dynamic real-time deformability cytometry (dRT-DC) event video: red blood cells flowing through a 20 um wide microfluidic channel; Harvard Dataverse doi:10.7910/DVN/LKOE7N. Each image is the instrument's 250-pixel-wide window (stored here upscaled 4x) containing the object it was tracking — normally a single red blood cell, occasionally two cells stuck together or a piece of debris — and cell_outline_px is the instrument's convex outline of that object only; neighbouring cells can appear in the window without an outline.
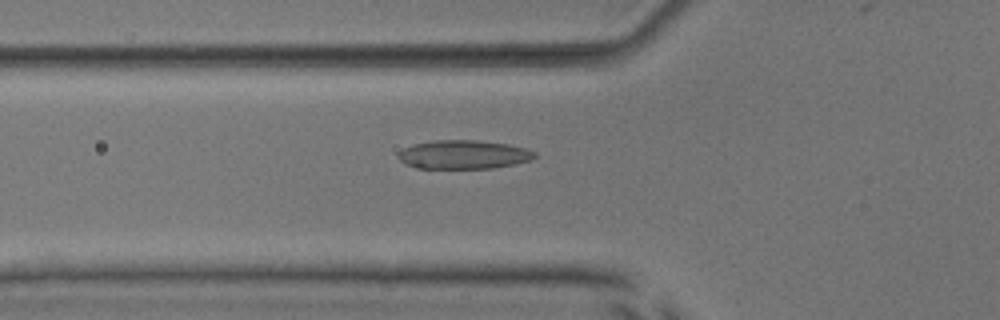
{"species": "common noctule bat (a hibernating species)", "species_latin": "Nyctalus noctula", "temperature_condition": "room temperature", "stored_images_in_passage": 53, "camera_frame_rate_fps": 3000, "um_per_image_px": 0.085, "animal": {"sex": "male", "body_mass_g": 17.9, "forearm_length_mm": 54.2}, "frame": {"image": 1, "passage_image": 19, "time_ms": 6.0, "image_size_px": [1000, 320], "cell_outline_px": [[536, 156], [532, 160], [516, 164], [492, 168], [416, 168], [404, 164], [396, 156], [404, 148], [412, 144], [432, 140], [476, 140], [508, 144], [528, 148], [536, 152]], "centroid_in_image_um": [39.42, 13.13], "position_along_channel_um": 86.4, "area_um2": 23.12}}
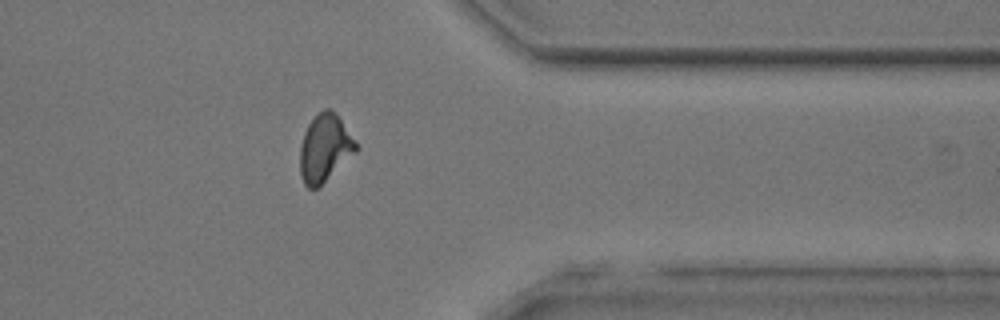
{"frame": {"image": 2, "passage_image": 42, "time_ms": 13.667, "image_size_px": [1000, 320], "cell_outline_px": [[356, 152], [320, 188], [308, 188], [304, 184], [300, 172], [300, 148], [304, 132], [308, 124], [316, 112], [324, 108], [332, 108], [336, 112], [356, 144]], "centroid_in_image_um": [27.58, 12.59], "position_along_channel_um": 383.8, "area_um2": 22.2}}
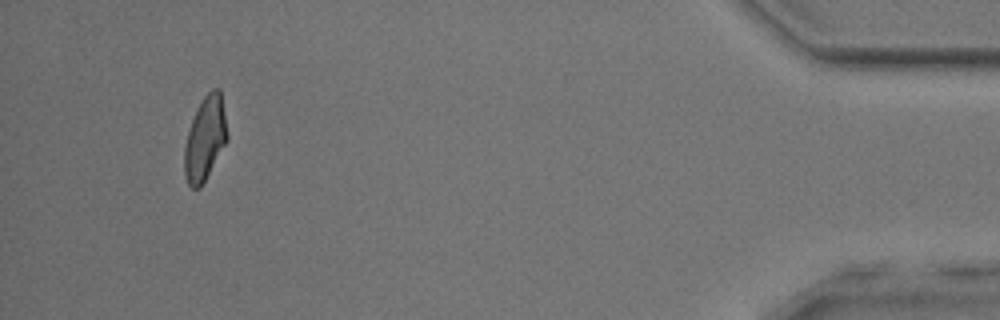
{"frame": {"image": 3, "passage_image": 49, "time_ms": 16.0, "image_size_px": [1000, 320], "cell_outline_px": [[228, 140], [200, 188], [192, 188], [188, 184], [184, 172], [184, 148], [188, 132], [196, 108], [204, 96], [212, 88], [220, 88], [228, 136]], "centroid_in_image_um": [17.43, 11.77], "position_along_channel_um": 417.8, "area_um2": 20.81}, "authors_computed_cell_mechanics": {"area_um2": 22.1952, "velocity_mm_per_s": 4.0029, "shape_relaxation_time_tau1_ms": 4.0688, "shape_relaxation_time_tau2_ms": 1.2374, "deformation_change_tau1": 0.1287, "deformation_change_tau2": 0.0826}}